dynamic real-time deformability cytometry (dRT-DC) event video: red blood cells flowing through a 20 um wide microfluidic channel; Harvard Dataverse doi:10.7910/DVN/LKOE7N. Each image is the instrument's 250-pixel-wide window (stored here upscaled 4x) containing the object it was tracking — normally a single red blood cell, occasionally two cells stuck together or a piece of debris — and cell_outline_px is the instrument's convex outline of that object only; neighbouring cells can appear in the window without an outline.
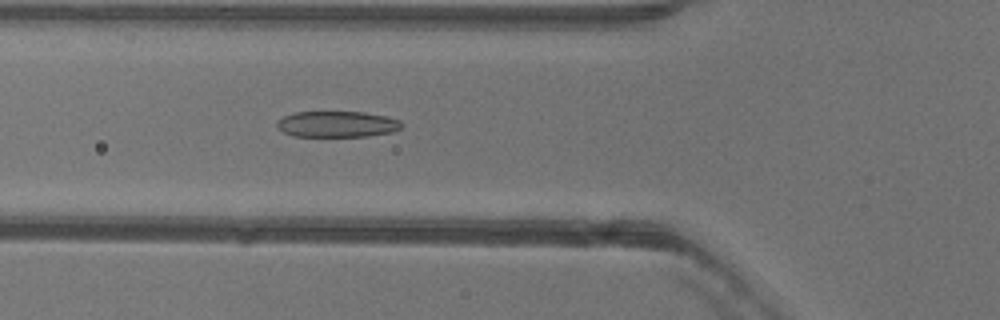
{"species": "common noctule bat (a hibernating species)", "species_latin": "Nyctalus noctula", "temperature_condition": "warm", "stored_images_in_passage": 51, "camera_frame_rate_fps": 3000, "um_per_image_px": 0.085, "animal": {"sex": "female"}, "frame": {"image": 1, "passage_image": 18, "time_ms": 5.667, "image_size_px": [1000, 320], "cell_outline_px": [[404, 128], [392, 132], [368, 136], [292, 136], [276, 128], [276, 120], [284, 116], [296, 112], [364, 112], [384, 116], [400, 120], [404, 124]], "centroid_in_image_um": [28.66, 10.56], "position_along_channel_um": 97.1, "area_um2": 19.07}}
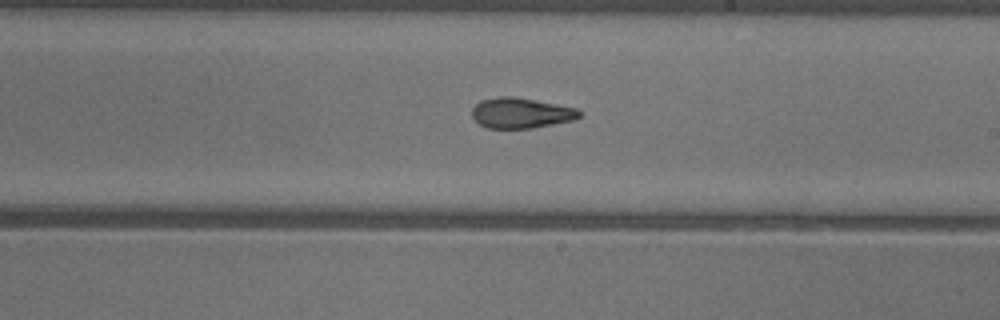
{"frame": {"image": 2, "passage_image": 29, "time_ms": 9.333, "image_size_px": [1000, 320], "cell_outline_px": [[580, 116], [576, 120], [532, 128], [488, 128], [480, 124], [472, 116], [472, 108], [480, 100], [496, 96], [516, 96], [576, 108], [580, 112]], "centroid_in_image_um": [44.28, 9.59], "position_along_channel_um": 244.7, "area_um2": 19.13}}
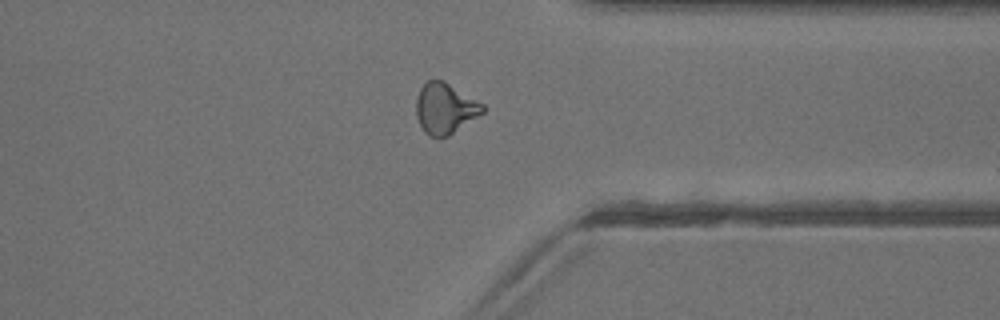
{"frame": {"image": 3, "passage_image": 39, "time_ms": 12.667, "image_size_px": [1000, 320], "cell_outline_px": [[484, 112], [448, 136], [428, 136], [424, 132], [416, 116], [416, 100], [420, 88], [428, 80], [444, 80], [484, 104]], "centroid_in_image_um": [37.82, 9.2], "position_along_channel_um": 373.6, "area_um2": 19.54}, "authors_computed_cell_mechanics": {"area_um2": 19.7098, "velocity_mm_per_s": 4.0085, "shape_relaxation_time_tau1_ms": 4.9842, "shape_relaxation_time_tau2_ms": 2.029, "deformation_change_tau1": 0.1582, "deformation_change_tau2": 0.0932}}